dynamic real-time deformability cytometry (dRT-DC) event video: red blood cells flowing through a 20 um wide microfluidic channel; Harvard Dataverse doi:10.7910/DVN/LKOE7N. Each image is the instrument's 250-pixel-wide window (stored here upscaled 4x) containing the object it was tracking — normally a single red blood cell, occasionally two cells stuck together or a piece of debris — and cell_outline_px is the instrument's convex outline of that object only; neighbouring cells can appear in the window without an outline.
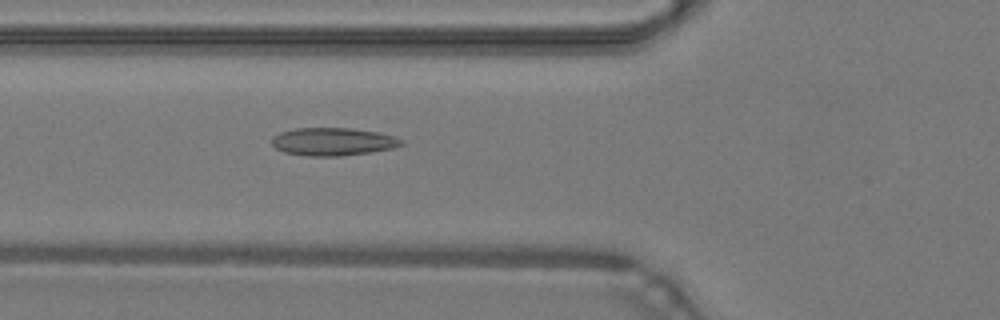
{"species": "common noctule bat (a hibernating species)", "species_latin": "Nyctalus noctula", "temperature_condition": "warm", "stored_images_in_passage": 29, "camera_frame_rate_fps": 3000, "um_per_image_px": 0.085, "animal": {"sex": "male", "body_mass_g": 19.2, "forearm_length_mm": 51.8}, "frame": {"image": 1, "passage_image": 3, "time_ms": 0.667, "image_size_px": [1000, 320], "cell_outline_px": [[404, 144], [392, 148], [372, 152], [340, 156], [308, 156], [284, 152], [276, 148], [272, 144], [272, 136], [280, 132], [296, 128], [352, 128], [376, 132], [392, 136], [404, 140]], "centroid_in_image_um": [28.29, 12.04], "position_along_channel_um": 97.5, "area_um2": 21.04}}
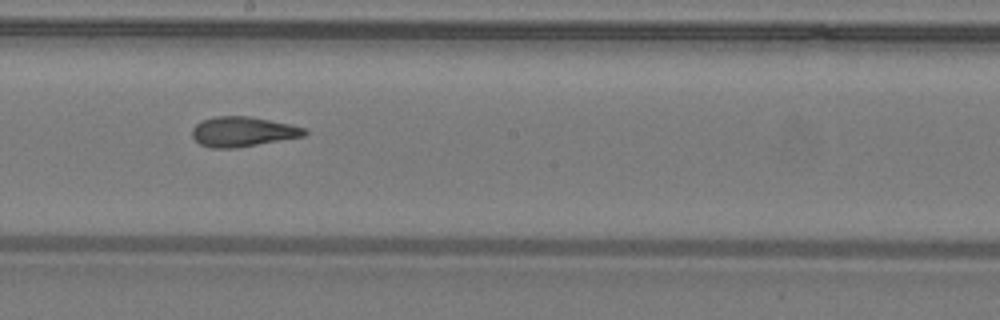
{"frame": {"image": 2, "passage_image": 12, "time_ms": 3.667, "image_size_px": [1000, 320], "cell_outline_px": [[308, 132], [304, 136], [236, 148], [212, 148], [200, 144], [192, 136], [192, 128], [196, 124], [204, 120], [216, 116], [248, 116], [308, 128]], "centroid_in_image_um": [20.64, 11.2], "position_along_channel_um": 227.6, "area_um2": 19.42}}
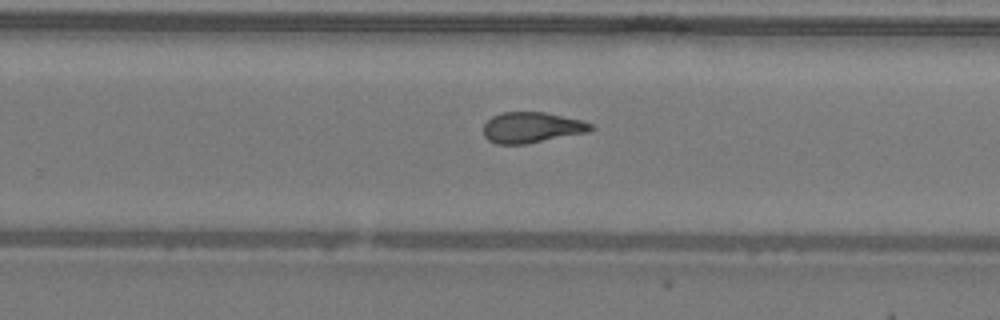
{"frame": {"image": 3, "passage_image": 16, "time_ms": 5.0, "image_size_px": [1000, 320], "cell_outline_px": [[596, 128], [588, 132], [528, 144], [496, 144], [488, 140], [484, 136], [484, 124], [492, 116], [500, 112], [544, 112], [580, 120], [592, 124]], "centroid_in_image_um": [45.19, 10.84], "position_along_channel_um": 284.6, "area_um2": 19.31}}